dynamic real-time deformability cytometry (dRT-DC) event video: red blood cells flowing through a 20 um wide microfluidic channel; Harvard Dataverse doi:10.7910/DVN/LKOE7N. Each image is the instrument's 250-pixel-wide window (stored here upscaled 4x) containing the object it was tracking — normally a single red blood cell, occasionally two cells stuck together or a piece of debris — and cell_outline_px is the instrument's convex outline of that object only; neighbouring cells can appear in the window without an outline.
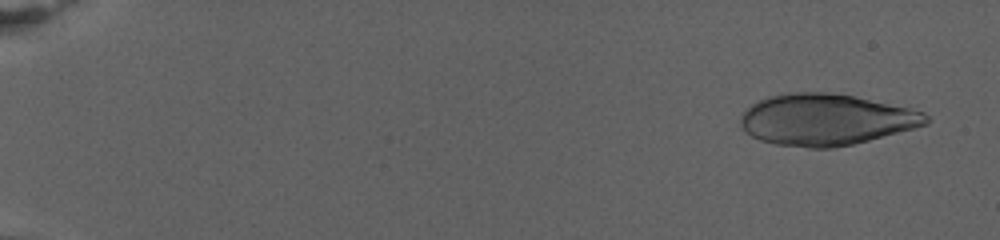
{"species": "human", "species_latin": "Homo sapiens", "temperature_condition": "warm", "stored_images_in_passage": 54, "segment_of_instrument_passage": [1, 2], "camera_frame_rate_fps": 3000, "um_per_image_px": 0.085, "donor": {"sex": "female"}, "frame": {"image": 1, "passage_image": 2, "time_ms": 1.0, "image_size_px": [1000, 240], "cell_outline_px": [[932, 120], [928, 124], [868, 140], [852, 144], [832, 148], [808, 148], [776, 144], [760, 140], [752, 136], [740, 124], [740, 116], [752, 104], [768, 96], [788, 92], [828, 92], [852, 96], [908, 108], [924, 112]], "centroid_in_image_um": [70.19, 10.17], "position_along_channel_um": 14.8, "area_um2": 55.08}}
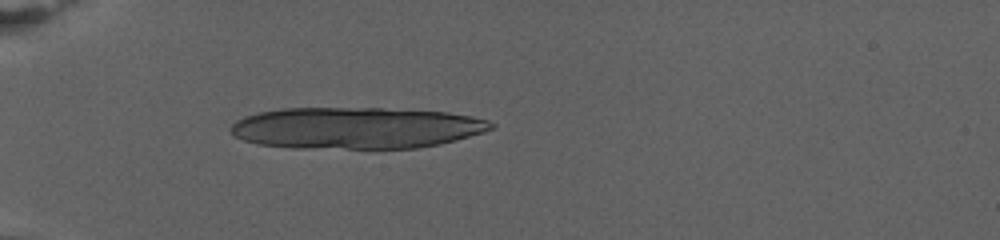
{"frame": {"image": 2, "passage_image": 13, "time_ms": 8.0, "image_size_px": [1000, 240], "cell_outline_px": [[496, 128], [484, 132], [440, 144], [416, 148], [292, 148], [256, 144], [232, 136], [228, 128], [236, 120], [244, 116], [260, 112], [284, 108], [380, 108], [448, 112], [472, 116], [488, 120], [496, 124]], "centroid_in_image_um": [30.25, 10.87], "position_along_channel_um": 54.7, "area_um2": 63.46}}